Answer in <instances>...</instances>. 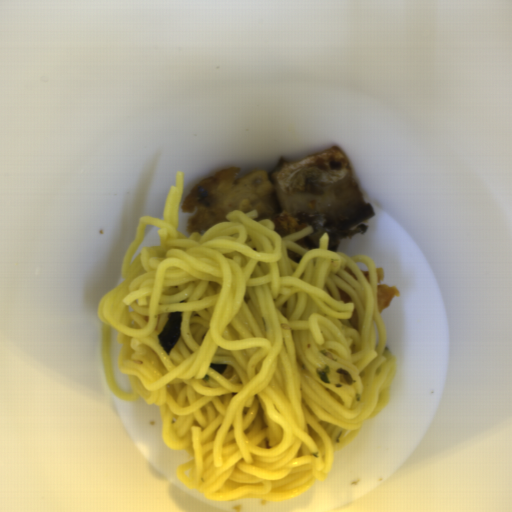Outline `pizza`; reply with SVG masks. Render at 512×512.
<instances>
[{
  "label": "pizza",
  "mask_w": 512,
  "mask_h": 512,
  "mask_svg": "<svg viewBox=\"0 0 512 512\" xmlns=\"http://www.w3.org/2000/svg\"><path fill=\"white\" fill-rule=\"evenodd\" d=\"M399 296V289L395 286H388L385 283L377 285V309L380 315L389 308L393 298Z\"/></svg>",
  "instance_id": "obj_1"
},
{
  "label": "pizza",
  "mask_w": 512,
  "mask_h": 512,
  "mask_svg": "<svg viewBox=\"0 0 512 512\" xmlns=\"http://www.w3.org/2000/svg\"><path fill=\"white\" fill-rule=\"evenodd\" d=\"M338 294L340 296L341 301L346 305L348 302H352L351 297L345 292L339 289Z\"/></svg>",
  "instance_id": "obj_2"
},
{
  "label": "pizza",
  "mask_w": 512,
  "mask_h": 512,
  "mask_svg": "<svg viewBox=\"0 0 512 512\" xmlns=\"http://www.w3.org/2000/svg\"><path fill=\"white\" fill-rule=\"evenodd\" d=\"M376 275H377V284L381 281H383L384 277H385V271L384 269L381 267V268H376Z\"/></svg>",
  "instance_id": "obj_3"
},
{
  "label": "pizza",
  "mask_w": 512,
  "mask_h": 512,
  "mask_svg": "<svg viewBox=\"0 0 512 512\" xmlns=\"http://www.w3.org/2000/svg\"><path fill=\"white\" fill-rule=\"evenodd\" d=\"M349 323L356 329L358 330V319H357V313H356V310L353 314V316L349 319ZM359 331V330H358ZM360 332V331H359Z\"/></svg>",
  "instance_id": "obj_4"
},
{
  "label": "pizza",
  "mask_w": 512,
  "mask_h": 512,
  "mask_svg": "<svg viewBox=\"0 0 512 512\" xmlns=\"http://www.w3.org/2000/svg\"><path fill=\"white\" fill-rule=\"evenodd\" d=\"M362 272V274L365 276V278L368 280V282L370 283V279H369V273H368V270H360Z\"/></svg>",
  "instance_id": "obj_5"
}]
</instances>
